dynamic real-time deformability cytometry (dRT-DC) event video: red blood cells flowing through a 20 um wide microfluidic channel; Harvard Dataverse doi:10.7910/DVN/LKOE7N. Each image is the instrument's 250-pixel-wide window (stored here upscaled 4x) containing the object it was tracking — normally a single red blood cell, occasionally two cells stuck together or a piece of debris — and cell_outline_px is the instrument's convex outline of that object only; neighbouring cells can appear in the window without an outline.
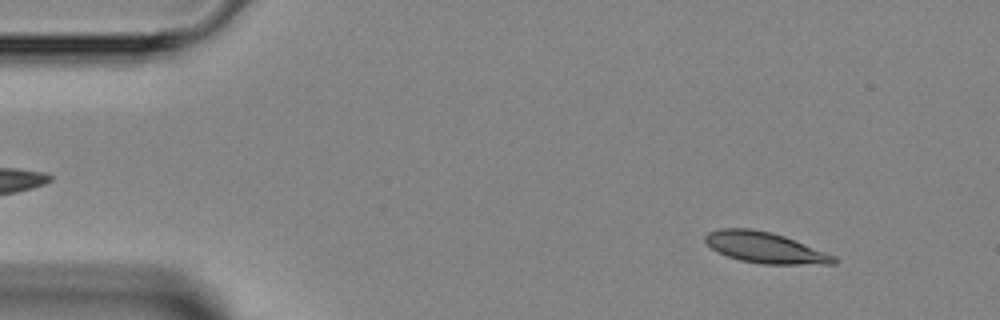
{"species": "Egyptian fruit bat (a non-hibernating species)", "species_latin": "Rousettus aegyptiacus", "temperature_condition": "room temperature", "stored_images_in_passage": 2, "camera_frame_rate_fps": 3000, "um_per_image_px": 0.085, "animal": {"sex": "female"}, "frame": {"image": 1, "passage_image": 1, "time_ms": 0.0, "image_size_px": [1000, 320], "cell_outline_px": [[836, 264], [760, 264], [740, 260], [728, 256], [712, 248], [704, 240], [704, 236], [708, 232], [720, 228], [752, 228], [772, 232], [784, 236], [836, 256]], "centroid_in_image_um": [65.02, 21.04], "position_along_channel_um": 20.0, "area_um2": 23.06}}